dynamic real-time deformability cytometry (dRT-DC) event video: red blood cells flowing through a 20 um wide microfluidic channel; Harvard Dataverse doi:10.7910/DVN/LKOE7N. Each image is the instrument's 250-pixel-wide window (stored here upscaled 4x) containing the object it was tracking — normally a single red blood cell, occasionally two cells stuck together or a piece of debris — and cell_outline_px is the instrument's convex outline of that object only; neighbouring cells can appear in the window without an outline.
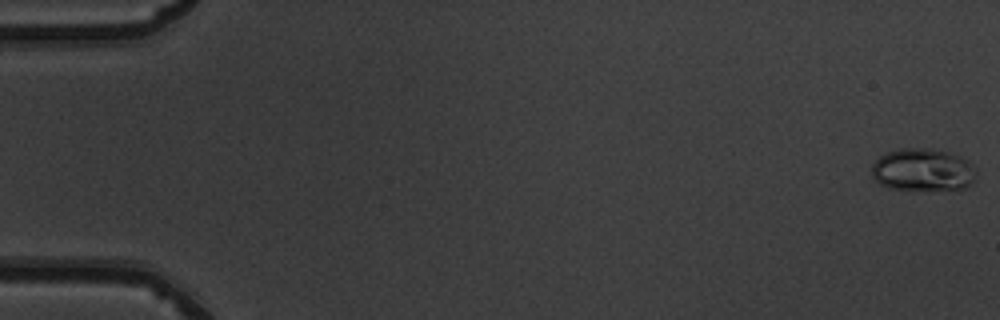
{"species": "common noctule bat (a hibernating species)", "species_latin": "Nyctalus noctula", "temperature_condition": "warm", "stored_images_in_passage": 49, "camera_frame_rate_fps": 3000, "um_per_image_px": 0.085, "animal": {"sex": "male", "body_mass_g": 19.5, "forearm_length_mm": 54.6}, "frame": {"image": 1, "passage_image": 1, "time_ms": 0.0, "image_size_px": [1000, 320], "cell_outline_px": [[976, 180], [972, 184], [964, 188], [888, 188], [880, 184], [872, 176], [872, 164], [880, 156], [888, 152], [900, 148], [932, 148], [948, 152], [960, 156], [968, 160], [976, 168]], "centroid_in_image_um": [78.47, 14.4], "position_along_channel_um": 6.5, "area_um2": 25.72}}
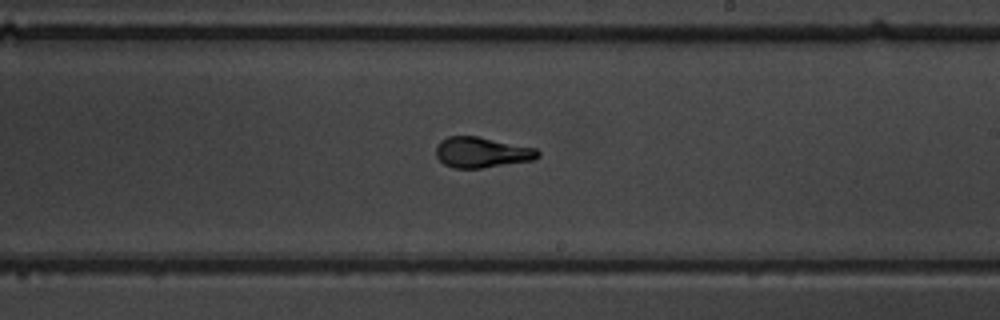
{"frame": {"image": 2, "passage_image": 31, "time_ms": 10.0, "image_size_px": [1000, 320], "cell_outline_px": [[540, 156], [536, 160], [480, 168], [452, 168], [444, 164], [436, 156], [436, 148], [440, 140], [448, 136], [476, 136], [536, 148], [540, 152]], "centroid_in_image_um": [40.96, 12.95], "position_along_channel_um": 248.0, "area_um2": 18.21}}
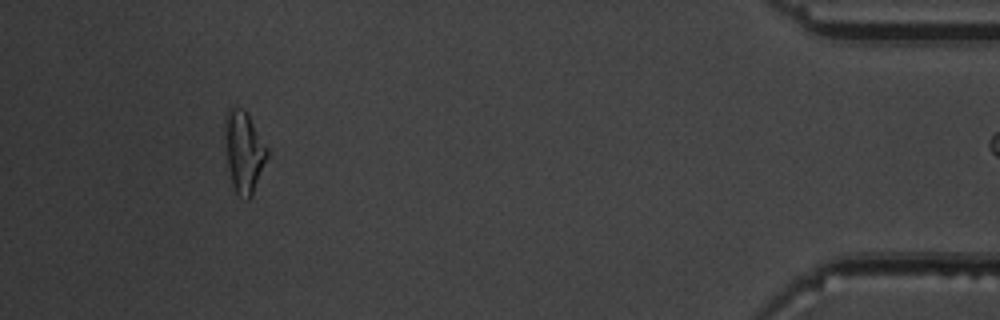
{"frame": {"image": 3, "passage_image": 48, "time_ms": 15.667, "image_size_px": [1000, 320], "cell_outline_px": [[268, 156], [252, 196], [248, 200], [244, 200], [236, 192], [232, 184], [228, 168], [224, 132], [224, 116], [228, 108], [244, 108], [268, 148]], "centroid_in_image_um": [20.72, 12.89], "position_along_channel_um": 414.5, "area_um2": 20.11}}